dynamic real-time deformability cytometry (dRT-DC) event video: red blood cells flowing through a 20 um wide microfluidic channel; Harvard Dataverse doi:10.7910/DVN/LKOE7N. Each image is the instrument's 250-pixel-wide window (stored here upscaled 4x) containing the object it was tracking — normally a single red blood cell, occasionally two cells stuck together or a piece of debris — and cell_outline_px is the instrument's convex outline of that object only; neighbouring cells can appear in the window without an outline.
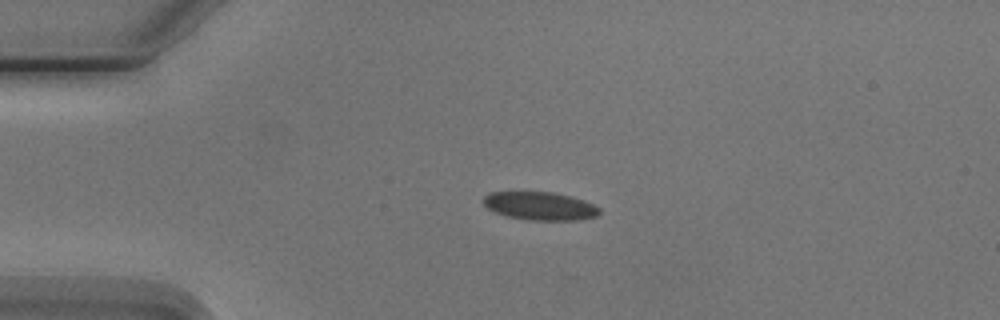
{"species": "Egyptian fruit bat (a non-hibernating species)", "species_latin": "Rousettus aegyptiacus", "temperature_condition": "cold", "stored_images_in_passage": 4, "camera_frame_rate_fps": 3000, "um_per_image_px": 0.085, "animal": {"sex": "male"}, "frame": {"image": 1, "passage_image": 2, "time_ms": 2.0, "image_size_px": [1000, 320], "cell_outline_px": [[600, 212], [596, 216], [580, 220], [528, 220], [508, 216], [496, 212], [488, 208], [484, 204], [484, 196], [492, 192], [552, 192], [584, 200], [600, 208]], "centroid_in_image_um": [45.92, 17.51], "position_along_channel_um": 39.1, "area_um2": 18.84}}
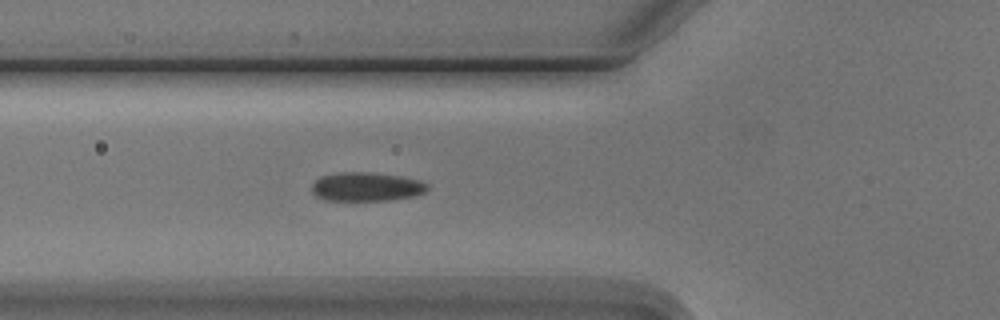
{"frame": {"image": 2, "passage_image": 4, "time_ms": 4.333, "image_size_px": [1000, 320], "cell_outline_px": [[428, 188], [424, 192], [412, 196], [396, 200], [324, 200], [316, 196], [312, 192], [312, 184], [320, 176], [340, 172], [368, 172], [400, 176], [420, 180], [428, 184]], "centroid_in_image_um": [31.13, 15.87], "position_along_channel_um": 94.7, "area_um2": 19.48}}